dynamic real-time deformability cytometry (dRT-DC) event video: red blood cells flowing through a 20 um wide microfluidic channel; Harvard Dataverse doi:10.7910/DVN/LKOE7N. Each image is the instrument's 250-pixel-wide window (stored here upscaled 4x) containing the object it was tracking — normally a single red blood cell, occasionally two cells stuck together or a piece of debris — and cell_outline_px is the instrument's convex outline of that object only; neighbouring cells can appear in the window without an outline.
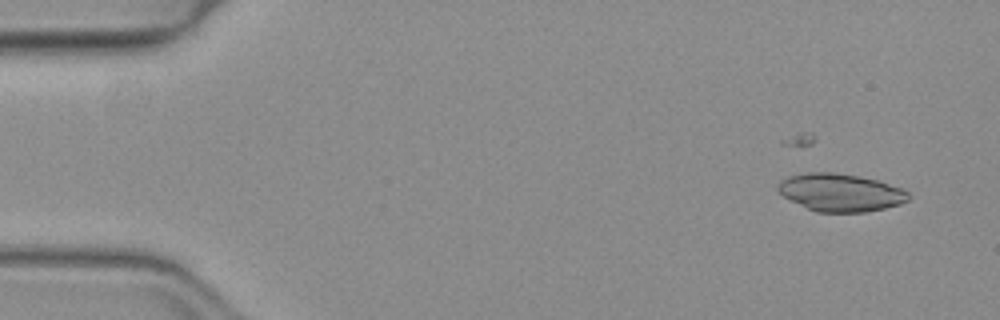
{"species": "common noctule bat (a hibernating species)", "species_latin": "Nyctalus noctula", "temperature_condition": "warm", "stored_images_in_passage": 35, "camera_frame_rate_fps": 3000, "um_per_image_px": 0.085, "animal": {"sex": "female", "body_mass_g": 19.3, "forearm_length_mm": 54.1}, "frame": {"image": 1, "passage_image": 3, "time_ms": 0.667, "image_size_px": [1000, 320], "cell_outline_px": [[912, 196], [908, 200], [900, 204], [884, 208], [864, 212], [816, 212], [784, 196], [776, 188], [776, 184], [780, 180], [788, 176], [808, 172], [836, 172], [860, 176], [876, 180], [904, 188]], "centroid_in_image_um": [71.46, 16.35], "position_along_channel_um": 13.5, "area_um2": 28.78}}
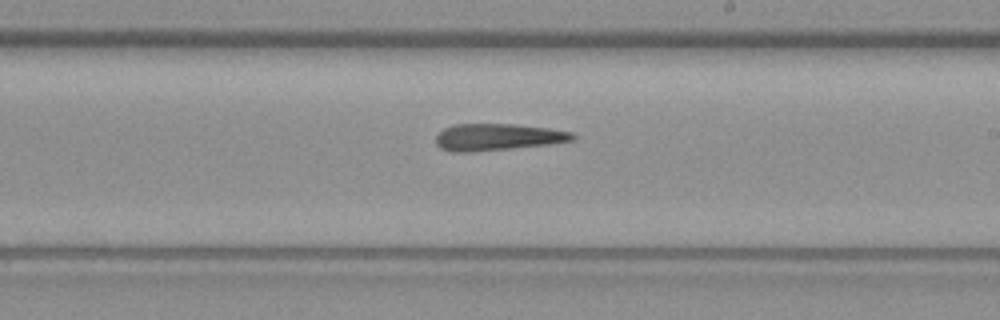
{"frame": {"image": 2, "passage_image": 19, "time_ms": 6.0, "image_size_px": [1000, 320], "cell_outline_px": [[576, 140], [548, 144], [468, 152], [452, 152], [440, 148], [436, 144], [436, 136], [444, 128], [456, 124], [516, 124], [548, 128], [572, 132], [576, 136]], "centroid_in_image_um": [42.29, 11.64], "position_along_channel_um": 246.7, "area_um2": 21.21}}
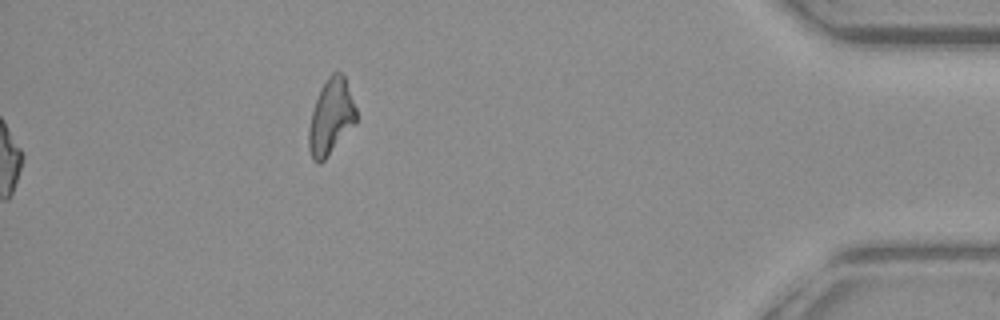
{"frame": {"image": 3, "passage_image": 35, "time_ms": 11.333, "image_size_px": [1000, 320], "cell_outline_px": [[356, 120], [324, 160], [320, 164], [316, 164], [312, 160], [308, 148], [308, 128], [312, 112], [320, 88], [328, 76], [332, 72], [340, 72], [344, 76], [356, 108]], "centroid_in_image_um": [28.08, 9.94], "position_along_channel_um": 407.1, "area_um2": 20.52}, "authors_computed_cell_mechanics": {"area_um2": 21.386, "velocity_mm_per_s": 4.0179, "shape_relaxation_time_tau1_ms": null, "shape_relaxation_time_tau2_ms": 10.9396, "deformation_change_tau1": null, "deformation_change_tau2": 0.3594}}